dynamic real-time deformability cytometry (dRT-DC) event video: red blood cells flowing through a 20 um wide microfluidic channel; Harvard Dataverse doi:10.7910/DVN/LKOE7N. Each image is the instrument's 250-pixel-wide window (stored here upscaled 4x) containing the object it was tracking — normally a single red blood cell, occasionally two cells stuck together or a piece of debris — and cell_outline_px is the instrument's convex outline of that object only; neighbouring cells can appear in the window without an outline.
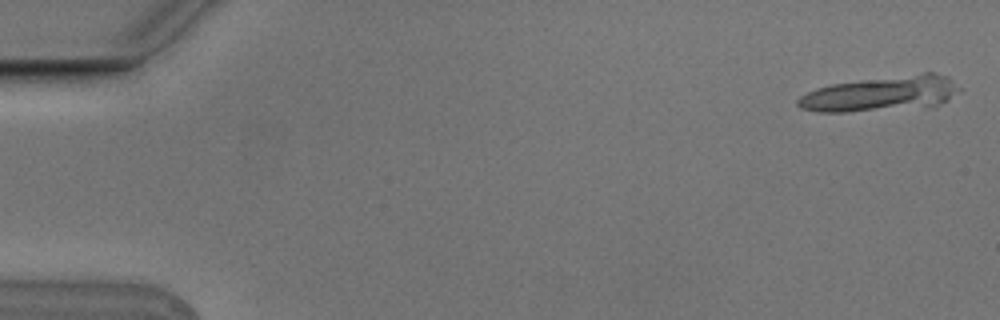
{"species": "Egyptian fruit bat (a non-hibernating species)", "species_latin": "Rousettus aegyptiacus", "temperature_condition": "cold", "stored_images_in_passage": 6, "camera_frame_rate_fps": 3000, "um_per_image_px": 0.085, "animal": {"sex": "male"}, "frame": {"image": 1, "passage_image": 1, "time_ms": 0.0, "image_size_px": [1000, 320], "cell_outline_px": [[960, 88], [948, 100], [936, 108], [848, 112], [816, 112], [800, 108], [796, 104], [796, 100], [800, 96], [816, 88], [832, 84], [860, 80], [924, 72], [932, 72], [948, 76]], "centroid_in_image_um": [74.93, 7.99], "position_along_channel_um": 10.1, "area_um2": 33.81}}
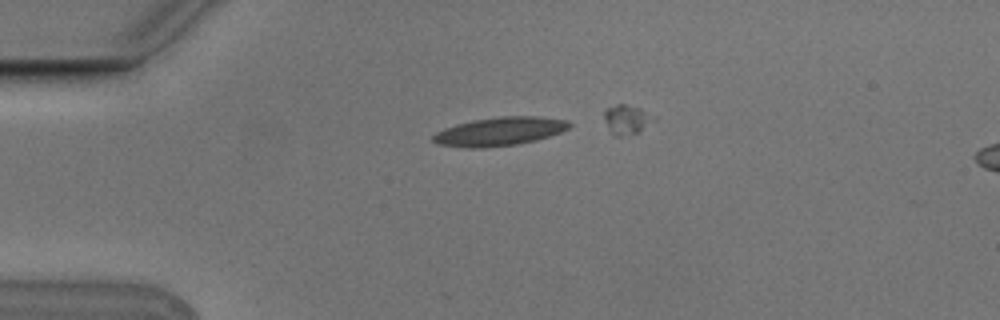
{"frame": {"image": 2, "passage_image": 4, "time_ms": 1.0, "image_size_px": [1000, 320], "cell_outline_px": [[572, 124], [568, 128], [560, 132], [536, 140], [516, 144], [484, 148], [468, 148], [436, 144], [432, 140], [432, 136], [436, 132], [444, 128], [456, 124], [472, 120], [500, 116], [536, 116], [568, 120]], "centroid_in_image_um": [42.43, 11.17], "position_along_channel_um": 42.6, "area_um2": 22.72}}